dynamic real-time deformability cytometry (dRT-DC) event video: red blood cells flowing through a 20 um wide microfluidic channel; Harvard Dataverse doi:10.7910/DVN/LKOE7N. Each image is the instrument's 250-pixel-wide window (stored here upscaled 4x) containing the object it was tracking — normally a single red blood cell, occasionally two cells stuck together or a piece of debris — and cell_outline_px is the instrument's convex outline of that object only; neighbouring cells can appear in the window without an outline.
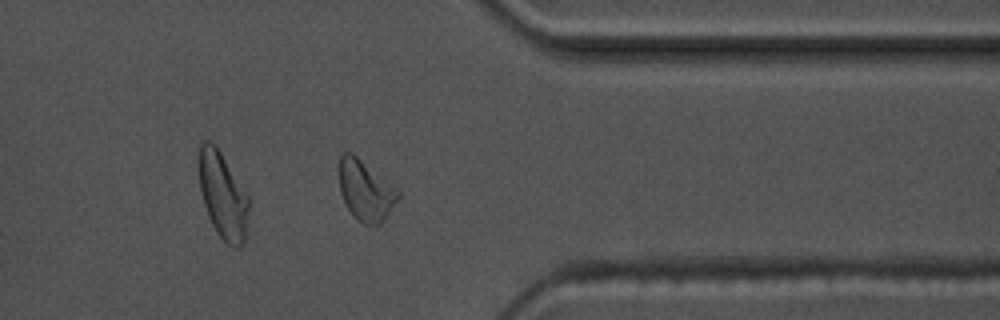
{"species": "common noctule bat (a hibernating species)", "species_latin": "Nyctalus noctula", "temperature_condition": "warm", "stored_images_in_passage": 40, "camera_frame_rate_fps": 3000, "um_per_image_px": 0.085, "animal": {"sex": "male", "body_mass_g": 17.5, "forearm_length_mm": 52.3}, "frame": {"image": 1, "passage_image": 29, "time_ms": 9.333, "image_size_px": [1000, 320], "cell_outline_px": [[400, 196], [388, 216], [380, 224], [364, 224], [356, 220], [352, 216], [344, 204], [340, 192], [340, 156], [344, 152], [352, 152], [396, 188], [400, 192]], "centroid_in_image_um": [31.07, 16.23], "position_along_channel_um": 380.3, "area_um2": 20.69}, "authors_computed_cell_mechanics": {"area_um2": 19.1029, "velocity_mm_per_s": 3.597, "shape_relaxation_time_tau1_ms": 7.0621, "shape_relaxation_time_tau2_ms": 2.7983, "deformation_change_tau1": 0.2065, "deformation_change_tau2": 0.0913}}